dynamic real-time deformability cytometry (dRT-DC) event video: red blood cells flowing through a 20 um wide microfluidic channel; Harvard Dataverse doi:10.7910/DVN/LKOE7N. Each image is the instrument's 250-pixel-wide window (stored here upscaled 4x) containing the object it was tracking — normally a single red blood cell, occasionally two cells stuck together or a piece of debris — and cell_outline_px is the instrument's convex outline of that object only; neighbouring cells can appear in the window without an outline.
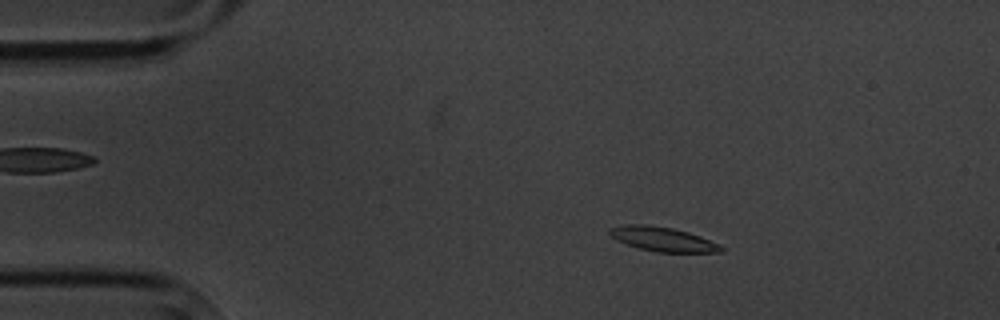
{"species": "common noctule bat (a hibernating species)", "species_latin": "Nyctalus noctula", "temperature_condition": "cold", "stored_images_in_passage": 5, "camera_frame_rate_fps": 3000, "um_per_image_px": 0.085, "animal": {"sex": "male", "body_mass_g": 20.1, "forearm_length_mm": 53.5}, "frame": {"image": 1, "passage_image": 3, "time_ms": 2.333, "image_size_px": [1000, 320], "cell_outline_px": [[724, 252], [656, 252], [640, 248], [616, 240], [608, 232], [608, 228], [624, 224], [644, 224], [672, 228], [688, 232], [700, 236], [720, 244], [724, 248]], "centroid_in_image_um": [56.34, 20.32], "position_along_channel_um": 28.7, "area_um2": 15.78}}